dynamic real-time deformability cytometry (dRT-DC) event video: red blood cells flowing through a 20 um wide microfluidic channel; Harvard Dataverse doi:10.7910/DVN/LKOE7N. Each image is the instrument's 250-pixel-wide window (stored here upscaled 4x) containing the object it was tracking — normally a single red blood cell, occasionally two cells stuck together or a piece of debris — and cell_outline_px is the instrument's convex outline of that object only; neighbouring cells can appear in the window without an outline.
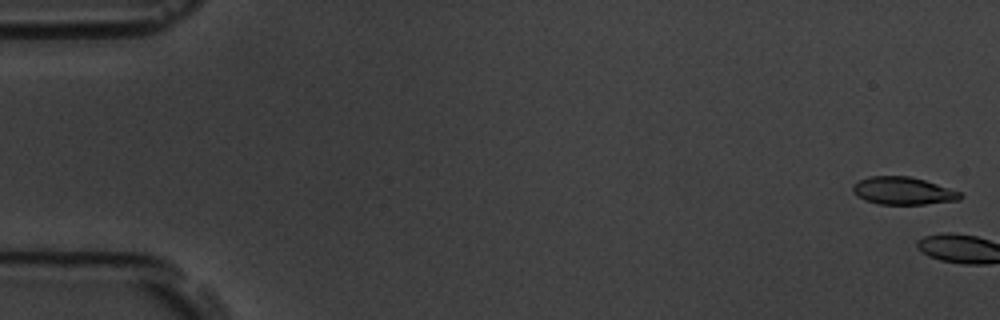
{"species": "common noctule bat (a hibernating species)", "species_latin": "Nyctalus noctula", "temperature_condition": "room temperature", "stored_images_in_passage": 6, "camera_frame_rate_fps": 3000, "um_per_image_px": 0.085, "animal": {"sex": "male", "body_mass_g": 19.5, "forearm_length_mm": 54.6}, "frame": {"image": 1, "passage_image": 1, "time_ms": 0.0, "image_size_px": [1000, 320], "cell_outline_px": [[964, 196], [960, 200], [924, 204], [880, 204], [864, 200], [856, 196], [852, 192], [852, 184], [868, 176], [908, 176], [924, 180], [960, 192]], "centroid_in_image_um": [76.72, 16.22], "position_along_channel_um": 8.3, "area_um2": 17.28}}